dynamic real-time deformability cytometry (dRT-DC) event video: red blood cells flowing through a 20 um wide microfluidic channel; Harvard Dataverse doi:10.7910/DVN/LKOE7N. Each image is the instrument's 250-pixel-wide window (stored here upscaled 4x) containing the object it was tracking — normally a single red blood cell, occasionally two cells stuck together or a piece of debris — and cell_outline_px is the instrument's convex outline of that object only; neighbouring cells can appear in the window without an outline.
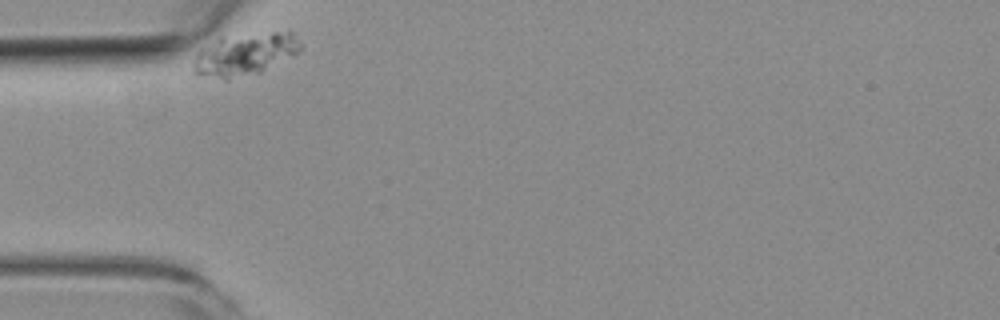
{"species": "common noctule bat (a hibernating species)", "species_latin": "Nyctalus noctula", "temperature_condition": "room temperature", "stored_images_in_passage": 5, "camera_frame_rate_fps": 3000, "um_per_image_px": 0.085, "animal": {"sex": "female", "body_mass_g": 19.3, "forearm_length_mm": 54.1}, "frame": {"image": 1, "passage_image": 1, "time_ms": 0.0, "image_size_px": [1000, 320], "cell_outline_px": [[300, 52], [260, 72], [228, 80], [224, 80], [192, 72], [192, 68], [196, 56], [204, 48], [220, 36], [272, 32], [292, 32], [300, 44]], "centroid_in_image_um": [20.81, 4.62], "position_along_channel_um": 64.2, "area_um2": 26.13}}
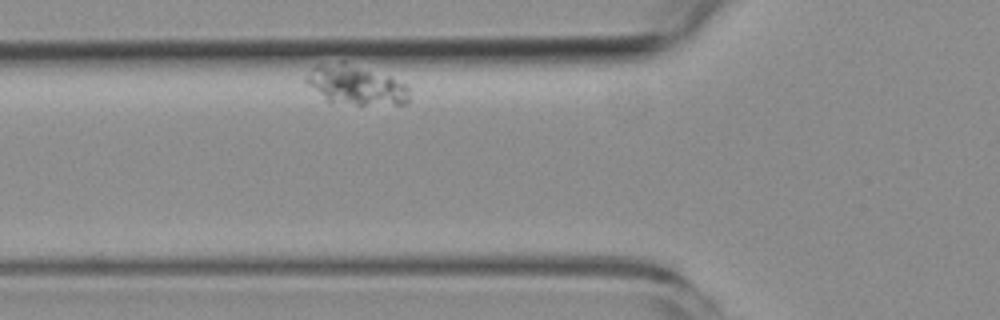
{"frame": {"image": 2, "passage_image": 2, "time_ms": 1.333, "image_size_px": [1000, 320], "cell_outline_px": [[408, 104], [328, 104], [304, 80], [304, 76], [312, 68], [320, 64], [344, 64], [392, 76], [408, 84]], "centroid_in_image_um": [30.24, 7.28], "position_along_channel_um": 95.6, "area_um2": 23.47}}
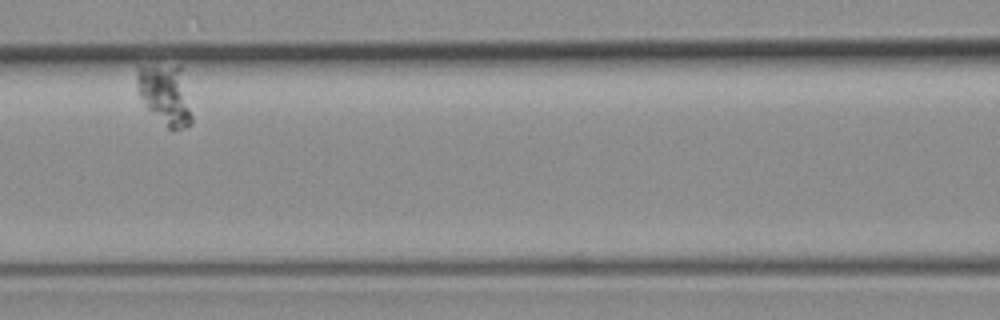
{"frame": {"image": 3, "passage_image": 4, "time_ms": 3.667, "image_size_px": [1000, 320], "cell_outline_px": [[192, 124], [172, 132], [148, 108], [136, 92], [136, 64], [140, 64], [180, 68], [192, 116]], "centroid_in_image_um": [13.97, 8.05], "position_along_channel_um": 152.6, "area_um2": 19.07}}